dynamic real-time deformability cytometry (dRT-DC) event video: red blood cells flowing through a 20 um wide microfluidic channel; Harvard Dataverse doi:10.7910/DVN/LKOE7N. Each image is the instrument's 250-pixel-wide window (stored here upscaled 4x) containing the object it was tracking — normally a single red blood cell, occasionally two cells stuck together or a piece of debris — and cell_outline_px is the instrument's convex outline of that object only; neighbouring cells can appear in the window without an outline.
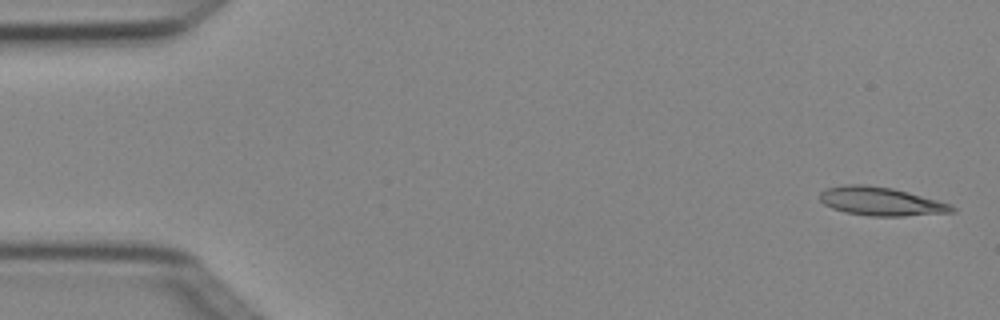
{"species": "Egyptian fruit bat (a non-hibernating species)", "species_latin": "Rousettus aegyptiacus", "temperature_condition": "cold", "stored_images_in_passage": 5, "camera_frame_rate_fps": 3000, "um_per_image_px": 0.085, "animal": {"sex": "female"}, "frame": {"image": 1, "passage_image": 1, "time_ms": 0.0, "image_size_px": [1000, 320], "cell_outline_px": [[956, 212], [904, 216], [868, 216], [844, 212], [832, 208], [824, 204], [820, 200], [820, 192], [828, 188], [844, 184], [864, 184], [892, 188], [908, 192], [952, 204], [956, 208]], "centroid_in_image_um": [74.89, 17.12], "position_along_channel_um": 10.1, "area_um2": 22.08}}
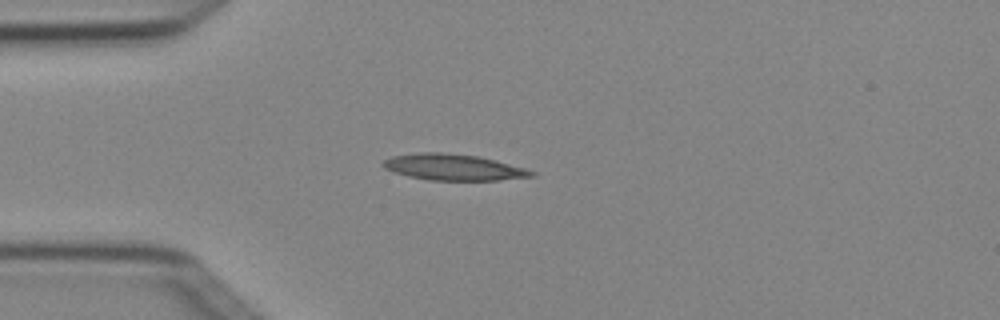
{"frame": {"image": 2, "passage_image": 4, "time_ms": 1.0, "image_size_px": [1000, 320], "cell_outline_px": [[536, 176], [500, 180], [428, 180], [408, 176], [384, 168], [380, 164], [384, 160], [392, 156], [416, 152], [440, 152], [476, 156], [524, 168], [536, 172]], "centroid_in_image_um": [38.5, 14.22], "position_along_channel_um": 46.5, "area_um2": 22.43}}